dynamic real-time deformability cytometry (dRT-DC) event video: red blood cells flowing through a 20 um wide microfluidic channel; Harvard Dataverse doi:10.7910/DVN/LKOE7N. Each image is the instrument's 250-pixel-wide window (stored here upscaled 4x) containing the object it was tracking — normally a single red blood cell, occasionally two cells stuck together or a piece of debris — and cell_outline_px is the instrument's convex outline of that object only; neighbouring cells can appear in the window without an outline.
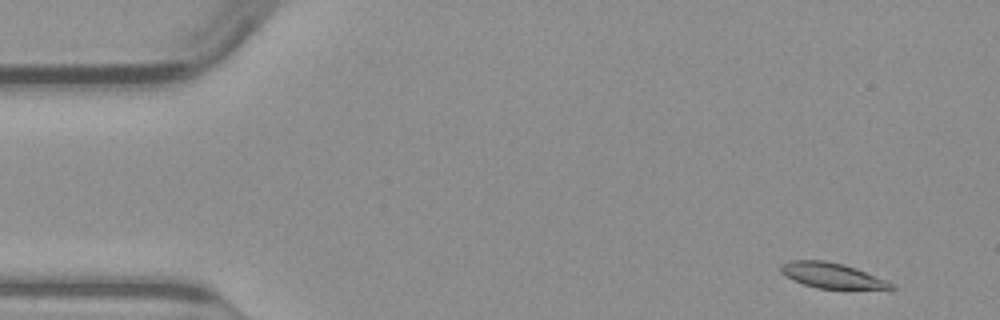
{"species": "common noctule bat (a hibernating species)", "species_latin": "Nyctalus noctula", "temperature_condition": "warm", "stored_images_in_passage": 12, "camera_frame_rate_fps": 3000, "um_per_image_px": 0.085, "animal": {"sex": "male", "body_mass_g": 23.1, "forearm_length_mm": 52.7}, "frame": {"image": 1, "passage_image": 2, "time_ms": 0.333, "image_size_px": [1000, 320], "cell_outline_px": [[896, 288], [816, 288], [792, 280], [780, 272], [780, 264], [792, 260], [824, 260], [844, 264], [856, 268], [896, 284]], "centroid_in_image_um": [70.67, 23.4], "position_along_channel_um": 14.3, "area_um2": 16.13}}
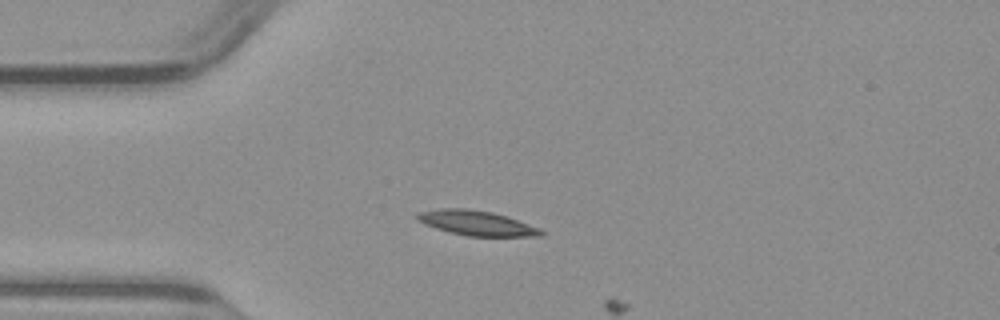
{"frame": {"image": 2, "passage_image": 11, "time_ms": 3.333, "image_size_px": [1000, 320], "cell_outline_px": [[544, 236], [468, 236], [448, 232], [424, 224], [416, 220], [416, 212], [440, 208], [464, 208], [492, 212], [508, 216], [540, 228], [544, 232]], "centroid_in_image_um": [40.49, 18.95], "position_along_channel_um": 44.5, "area_um2": 18.09}}